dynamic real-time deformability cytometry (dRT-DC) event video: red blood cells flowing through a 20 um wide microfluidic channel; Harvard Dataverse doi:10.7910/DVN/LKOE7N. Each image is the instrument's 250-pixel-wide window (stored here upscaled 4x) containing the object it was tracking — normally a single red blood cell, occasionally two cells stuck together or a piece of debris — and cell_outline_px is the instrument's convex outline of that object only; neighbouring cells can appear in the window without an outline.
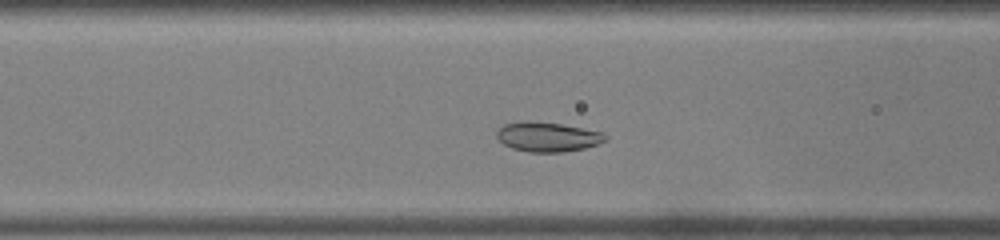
{"species": "common noctule bat (a hibernating species)", "species_latin": "Nyctalus noctula", "temperature_condition": "warm", "stored_images_in_passage": 37, "camera_frame_rate_fps": 3000, "um_per_image_px": 0.085, "animal": {"sex": "male", "body_mass_g": 19.0, "forearm_length_mm": 50.8}, "frame": {"image": 1, "passage_image": 8, "time_ms": 2.333, "image_size_px": [1000, 240], "cell_outline_px": [[608, 140], [584, 148], [564, 152], [528, 152], [512, 148], [504, 144], [496, 136], [496, 132], [504, 124], [528, 120], [560, 124], [604, 132], [608, 136]], "centroid_in_image_um": [46.56, 11.63], "position_along_channel_um": 120.0, "area_um2": 18.73}}
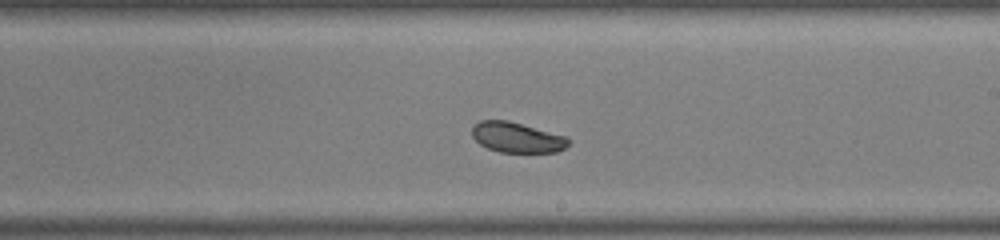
{"frame": {"image": 2, "passage_image": 17, "time_ms": 5.333, "image_size_px": [1000, 240], "cell_outline_px": [[568, 144], [564, 148], [556, 152], [500, 152], [488, 148], [480, 144], [472, 136], [472, 124], [480, 120], [508, 120], [568, 136]], "centroid_in_image_um": [43.92, 11.66], "position_along_channel_um": 245.1, "area_um2": 17.11}}
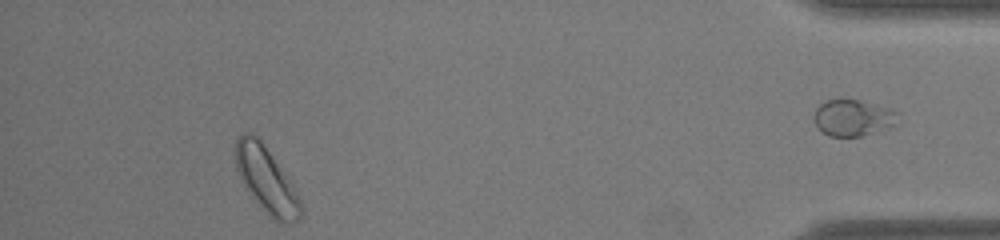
{"frame": {"image": 3, "passage_image": 33, "time_ms": 10.667, "image_size_px": [1000, 240], "cell_outline_px": [[304, 212], [292, 224], [288, 224], [272, 220], [252, 196], [240, 180], [236, 168], [236, 136], [240, 132], [252, 132], [260, 140], [292, 180], [296, 188], [304, 208]], "centroid_in_image_um": [22.68, 15.3], "position_along_channel_um": 412.5, "area_um2": 25.49}, "authors_computed_cell_mechanics": {"area_um2": 18.7272, "velocity_mm_per_s": 4.1837, "shape_relaxation_time_tau1_ms": 1.7033, "shape_relaxation_time_tau2_ms": null, "deformation_change_tau1": 0.0459, "deformation_change_tau2": null}}